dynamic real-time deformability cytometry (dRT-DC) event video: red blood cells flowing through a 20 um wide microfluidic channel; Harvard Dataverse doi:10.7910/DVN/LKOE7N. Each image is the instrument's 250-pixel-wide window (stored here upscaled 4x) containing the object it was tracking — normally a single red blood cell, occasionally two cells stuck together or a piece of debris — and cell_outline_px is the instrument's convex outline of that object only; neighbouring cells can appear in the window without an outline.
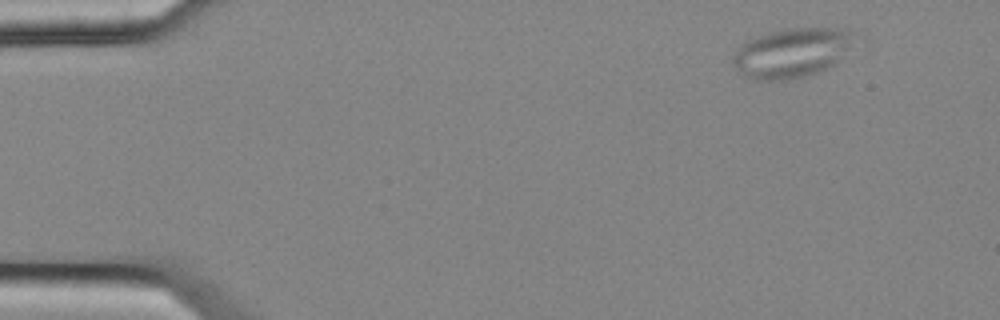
{"species": "common noctule bat (a hibernating species)", "species_latin": "Nyctalus noctula", "temperature_condition": "cold", "stored_images_in_passage": 4, "camera_frame_rate_fps": 3000, "um_per_image_px": 0.085, "animal": {"sex": "female", "body_mass_g": 25.1}, "frame": {"image": 1, "passage_image": 1, "time_ms": 0.0, "image_size_px": [1000, 320], "cell_outline_px": [[856, 32], [836, 64], [828, 68], [804, 76], [784, 80], [752, 80], [744, 76], [732, 64], [732, 52], [740, 44], [748, 40], [768, 32], [796, 28], [836, 28]], "centroid_in_image_um": [67.21, 4.5], "position_along_channel_um": 17.8, "area_um2": 34.68}}